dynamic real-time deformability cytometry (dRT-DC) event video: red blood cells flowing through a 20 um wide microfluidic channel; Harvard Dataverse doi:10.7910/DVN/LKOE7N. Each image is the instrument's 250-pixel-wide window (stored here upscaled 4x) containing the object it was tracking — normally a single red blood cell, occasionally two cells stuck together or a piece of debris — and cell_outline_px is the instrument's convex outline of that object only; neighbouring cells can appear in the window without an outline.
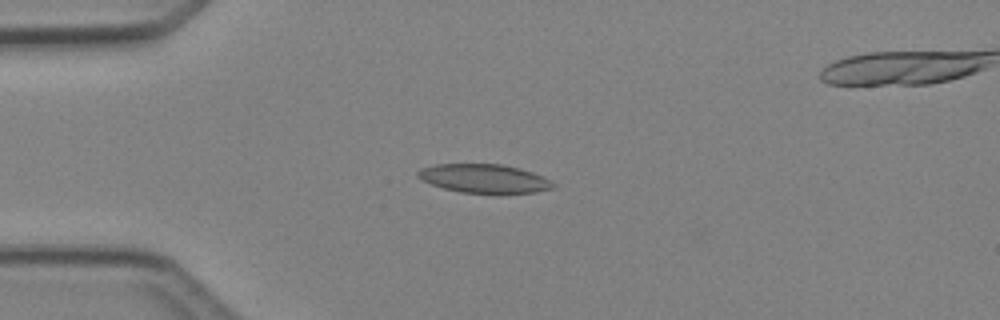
{"species": "Egyptian fruit bat (a non-hibernating species)", "species_latin": "Rousettus aegyptiacus", "temperature_condition": "cold", "stored_images_in_passage": 3, "camera_frame_rate_fps": 3000, "um_per_image_px": 0.085, "animal": {"sex": "female"}, "frame": {"image": 1, "passage_image": 2, "time_ms": 1.333, "image_size_px": [1000, 320], "cell_outline_px": [[556, 184], [552, 188], [536, 192], [460, 192], [444, 188], [420, 180], [416, 176], [416, 172], [420, 168], [436, 164], [504, 164], [520, 168], [544, 176]], "centroid_in_image_um": [41.12, 15.15], "position_along_channel_um": 43.9, "area_um2": 22.48}}